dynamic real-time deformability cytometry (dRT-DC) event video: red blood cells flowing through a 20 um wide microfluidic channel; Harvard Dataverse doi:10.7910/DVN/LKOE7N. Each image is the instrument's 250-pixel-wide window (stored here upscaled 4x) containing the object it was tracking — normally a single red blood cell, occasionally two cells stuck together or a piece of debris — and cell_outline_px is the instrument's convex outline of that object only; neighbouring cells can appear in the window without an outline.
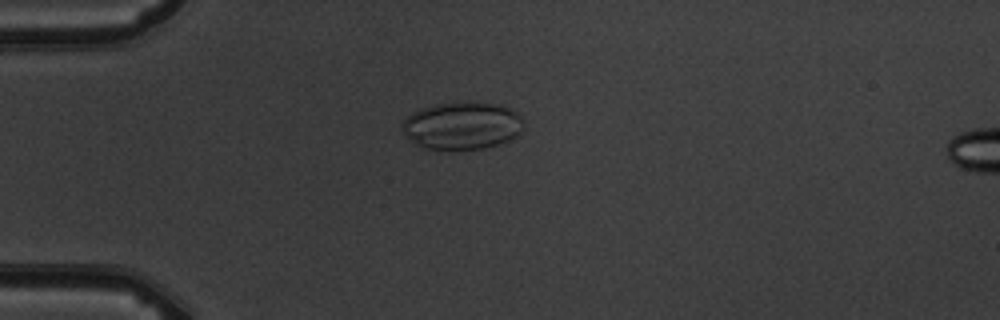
{"species": "common noctule bat (a hibernating species)", "species_latin": "Nyctalus noctula", "temperature_condition": "warm", "stored_images_in_passage": 5, "camera_frame_rate_fps": 3000, "um_per_image_px": 0.085, "animal": {"sex": "male", "body_mass_g": 19.5, "forearm_length_mm": 54.6}, "frame": {"image": 1, "passage_image": 3, "time_ms": 2.333, "image_size_px": [1000, 320], "cell_outline_px": [[524, 124], [520, 132], [516, 136], [508, 140], [484, 148], [452, 152], [424, 148], [416, 144], [400, 128], [400, 124], [412, 112], [436, 104], [456, 100], [496, 104], [512, 108], [520, 116]], "centroid_in_image_um": [39.26, 10.69], "position_along_channel_um": 45.7, "area_um2": 34.33}}
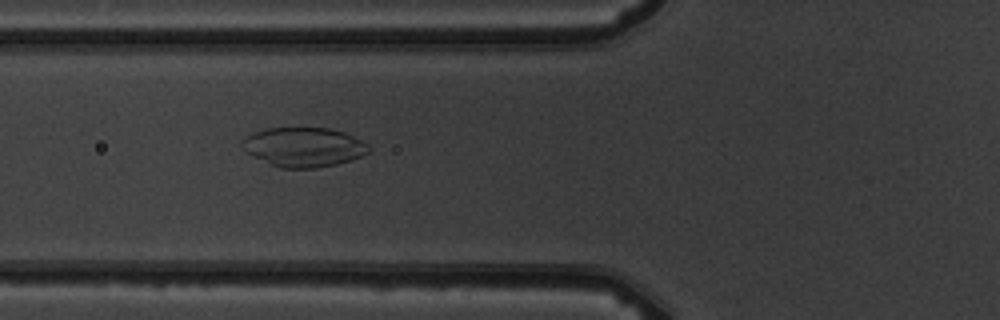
{"frame": {"image": 2, "passage_image": 5, "time_ms": 4.333, "image_size_px": [1000, 320], "cell_outline_px": [[372, 148], [368, 152], [352, 160], [336, 164], [316, 168], [280, 168], [252, 156], [240, 144], [248, 136], [264, 128], [328, 128], [344, 132], [368, 144]], "centroid_in_image_um": [25.84, 12.51], "position_along_channel_um": 100.0, "area_um2": 28.84}}